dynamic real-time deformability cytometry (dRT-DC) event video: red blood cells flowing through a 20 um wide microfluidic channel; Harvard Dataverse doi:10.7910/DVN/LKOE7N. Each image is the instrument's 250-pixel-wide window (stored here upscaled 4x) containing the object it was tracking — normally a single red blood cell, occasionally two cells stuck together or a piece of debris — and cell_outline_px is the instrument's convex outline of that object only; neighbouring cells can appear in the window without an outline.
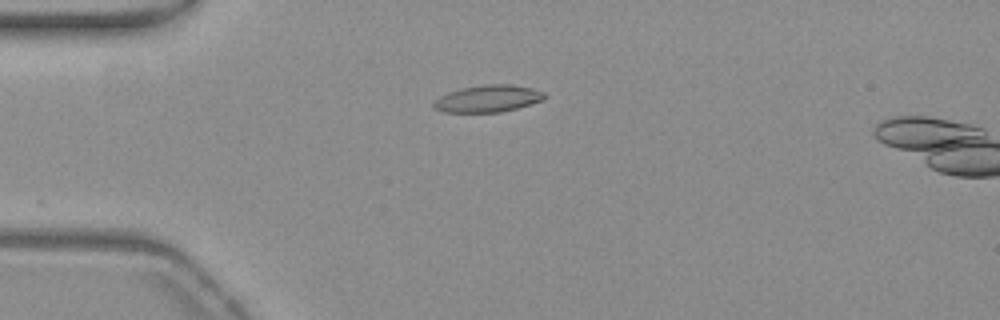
{"species": "common noctule bat (a hibernating species)", "species_latin": "Nyctalus noctula", "temperature_condition": "warm", "stored_images_in_passage": 4, "camera_frame_rate_fps": 3000, "um_per_image_px": 0.085, "animal": {"sex": "female", "body_mass_g": 19.3, "forearm_length_mm": 54.1}, "frame": {"image": 1, "passage_image": 1, "time_ms": 0.0, "image_size_px": [1000, 320], "cell_outline_px": [[544, 100], [516, 108], [500, 112], [444, 112], [432, 108], [432, 104], [440, 96], [448, 92], [460, 88], [484, 84], [512, 84], [532, 88], [544, 92]], "centroid_in_image_um": [41.45, 8.37], "position_along_channel_um": 43.6, "area_um2": 17.46}}